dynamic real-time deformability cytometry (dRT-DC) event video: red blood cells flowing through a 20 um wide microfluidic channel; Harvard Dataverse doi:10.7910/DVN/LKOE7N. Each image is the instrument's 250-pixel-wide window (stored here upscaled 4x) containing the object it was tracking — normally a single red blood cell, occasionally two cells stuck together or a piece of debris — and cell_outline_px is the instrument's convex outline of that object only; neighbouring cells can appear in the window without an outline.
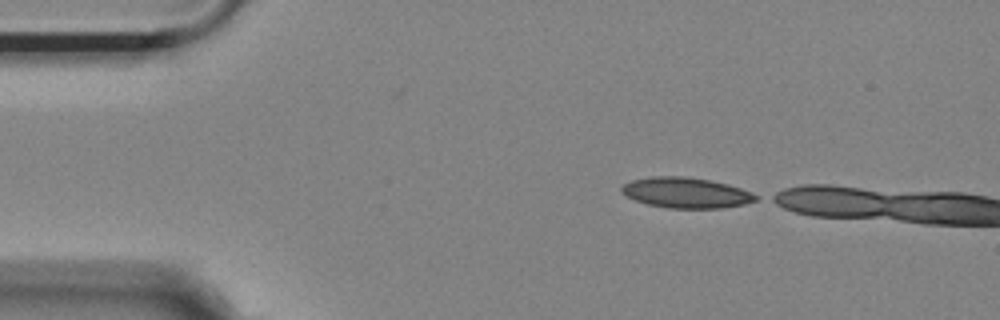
{"species": "Egyptian fruit bat (a non-hibernating species)", "species_latin": "Rousettus aegyptiacus", "temperature_condition": "room temperature", "stored_images_in_passage": 2, "camera_frame_rate_fps": 3000, "um_per_image_px": 0.085, "animal": {"sex": "female"}, "frame": {"image": 1, "passage_image": 1, "time_ms": 0.0, "image_size_px": [1000, 320], "cell_outline_px": [[760, 196], [756, 200], [744, 204], [720, 208], [668, 208], [648, 204], [636, 200], [620, 192], [620, 188], [624, 184], [632, 180], [652, 176], [684, 176], [708, 180], [728, 184], [752, 192]], "centroid_in_image_um": [58.32, 16.38], "position_along_channel_um": 26.7, "area_um2": 23.76}}